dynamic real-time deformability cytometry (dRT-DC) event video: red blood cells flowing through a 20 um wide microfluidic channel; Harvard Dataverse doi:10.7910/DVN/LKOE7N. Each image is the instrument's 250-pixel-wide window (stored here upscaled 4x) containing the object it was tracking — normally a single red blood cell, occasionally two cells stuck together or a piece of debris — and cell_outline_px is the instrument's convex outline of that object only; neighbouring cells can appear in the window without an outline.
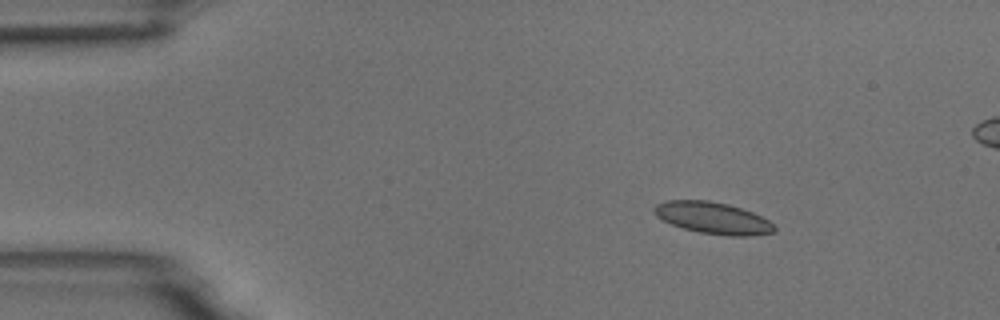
{"species": "common noctule bat (a hibernating species)", "species_latin": "Nyctalus noctula", "temperature_condition": "room temperature", "stored_images_in_passage": 4, "camera_frame_rate_fps": 3000, "um_per_image_px": 0.085, "animal": {"sex": "male", "body_mass_g": 18.8}, "frame": {"image": 1, "passage_image": 1, "time_ms": 0.0, "image_size_px": [1000, 320], "cell_outline_px": [[776, 232], [748, 236], [728, 236], [700, 232], [684, 228], [672, 224], [656, 216], [652, 208], [656, 204], [664, 200], [708, 200], [728, 204], [752, 212], [768, 220], [776, 228]], "centroid_in_image_um": [60.58, 18.52], "position_along_channel_um": 24.4, "area_um2": 22.14}}